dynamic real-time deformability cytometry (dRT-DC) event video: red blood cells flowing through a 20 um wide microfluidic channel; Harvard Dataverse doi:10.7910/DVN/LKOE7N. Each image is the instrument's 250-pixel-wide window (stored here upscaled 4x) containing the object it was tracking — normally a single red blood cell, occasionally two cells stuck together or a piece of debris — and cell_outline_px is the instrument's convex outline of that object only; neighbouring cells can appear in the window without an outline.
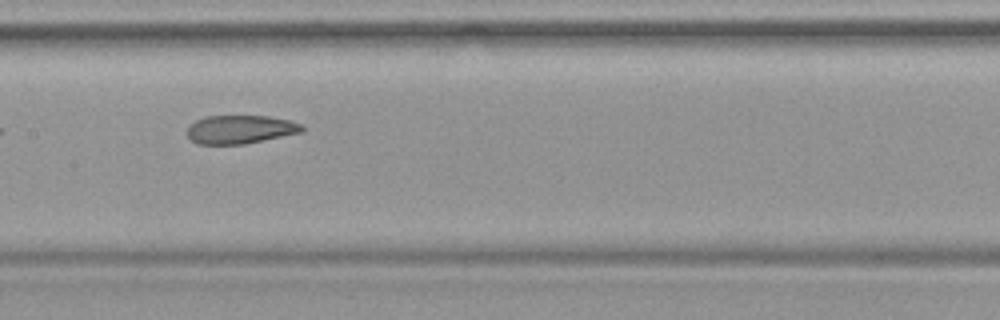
{"species": "common noctule bat (a hibernating species)", "species_latin": "Nyctalus noctula", "temperature_condition": "warm", "stored_images_in_passage": 8, "camera_frame_rate_fps": 3000, "um_per_image_px": 0.085, "animal": {"sex": "female", "body_mass_g": 19.9}, "frame": {"image": 1, "passage_image": 7, "time_ms": 2.0, "image_size_px": [1000, 320], "cell_outline_px": [[304, 132], [244, 144], [196, 144], [188, 136], [188, 124], [204, 116], [268, 116], [288, 120], [304, 124]], "centroid_in_image_um": [20.44, 11.0], "position_along_channel_um": 187.0, "area_um2": 19.19}}
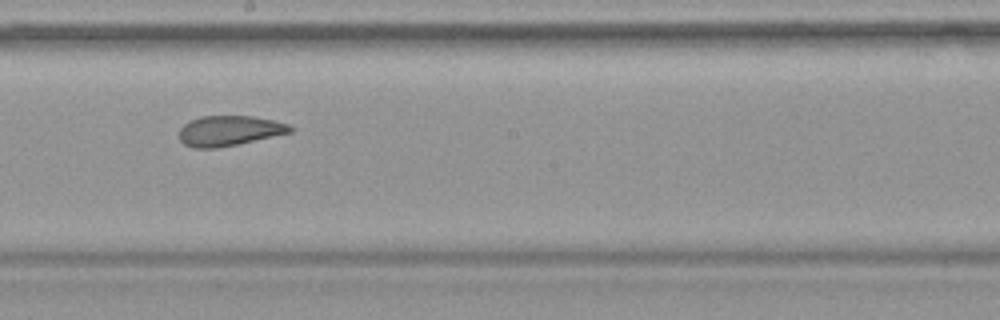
{"frame": {"image": 2, "passage_image": 8, "time_ms": 2.333, "image_size_px": [1000, 320], "cell_outline_px": [[296, 128], [292, 132], [236, 144], [216, 148], [192, 148], [184, 144], [180, 140], [180, 128], [188, 120], [200, 116], [252, 116], [272, 120], [288, 124]], "centroid_in_image_um": [19.47, 11.1], "position_along_channel_um": 228.7, "area_um2": 19.48}}